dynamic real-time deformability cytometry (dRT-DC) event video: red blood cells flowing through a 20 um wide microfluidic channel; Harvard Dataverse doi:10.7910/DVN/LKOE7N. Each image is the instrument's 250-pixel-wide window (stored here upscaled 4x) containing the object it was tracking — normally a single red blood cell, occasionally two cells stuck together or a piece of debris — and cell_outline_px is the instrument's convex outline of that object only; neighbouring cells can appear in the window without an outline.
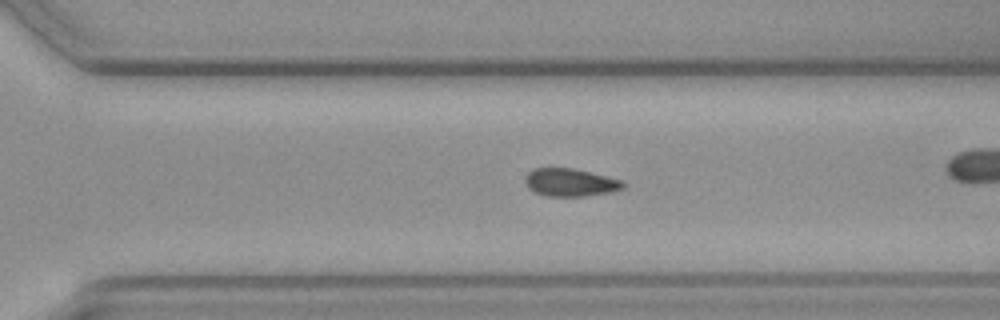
{"species": "common noctule bat (a hibernating species)", "species_latin": "Nyctalus noctula", "temperature_condition": "cold", "stored_images_in_passage": 46, "camera_frame_rate_fps": 3000, "um_per_image_px": 0.085, "animal": {"sex": "female", "body_mass_g": 19.3, "forearm_length_mm": 54.1}, "frame": {"image": 1, "passage_image": 40, "time_ms": 13.0, "image_size_px": [1000, 320], "cell_outline_px": [[624, 188], [612, 192], [584, 196], [544, 196], [528, 188], [524, 180], [528, 172], [532, 168], [572, 168], [624, 180]], "centroid_in_image_um": [48.47, 15.51], "position_along_channel_um": 322.1, "area_um2": 15.95}}